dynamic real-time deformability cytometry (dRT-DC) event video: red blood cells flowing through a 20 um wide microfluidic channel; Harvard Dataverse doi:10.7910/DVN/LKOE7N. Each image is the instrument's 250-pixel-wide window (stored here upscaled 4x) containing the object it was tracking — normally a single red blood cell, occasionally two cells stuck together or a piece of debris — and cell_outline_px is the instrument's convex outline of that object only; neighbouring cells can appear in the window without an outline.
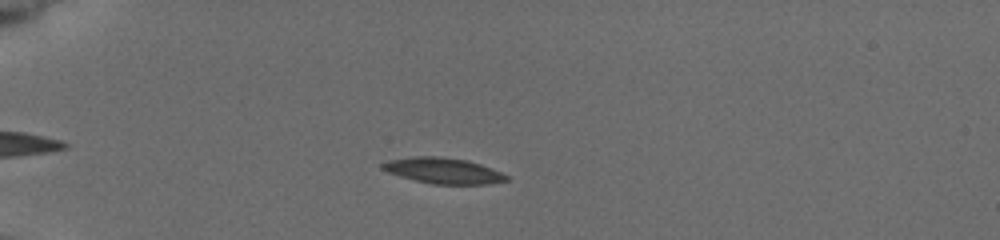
{"species": "common noctule bat (a hibernating species)", "species_latin": "Nyctalus noctula", "temperature_condition": "cold", "stored_images_in_passage": 24, "camera_frame_rate_fps": 3000, "um_per_image_px": 0.085, "animal": {"sex": "female", "body_mass_g": 19.5, "forearm_length_mm": 54.1}, "frame": {"image": 1, "passage_image": 5, "time_ms": 1.0, "image_size_px": [1000, 240], "cell_outline_px": [[508, 180], [488, 184], [432, 184], [400, 176], [388, 172], [380, 168], [380, 164], [388, 160], [416, 156], [440, 156], [468, 160], [492, 168], [508, 176]], "centroid_in_image_um": [37.66, 14.5], "position_along_channel_um": 47.3, "area_um2": 18.61}}
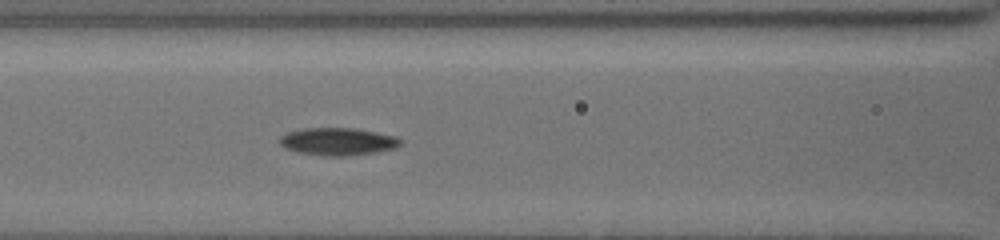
{"frame": {"image": 2, "passage_image": 18, "time_ms": 4.333, "image_size_px": [1000, 240], "cell_outline_px": [[404, 140], [396, 148], [376, 152], [352, 156], [320, 156], [296, 152], [284, 148], [280, 144], [280, 136], [288, 132], [308, 128], [352, 128], [376, 132], [396, 136]], "centroid_in_image_um": [28.73, 12.05], "position_along_channel_um": 137.9, "area_um2": 19.59}}
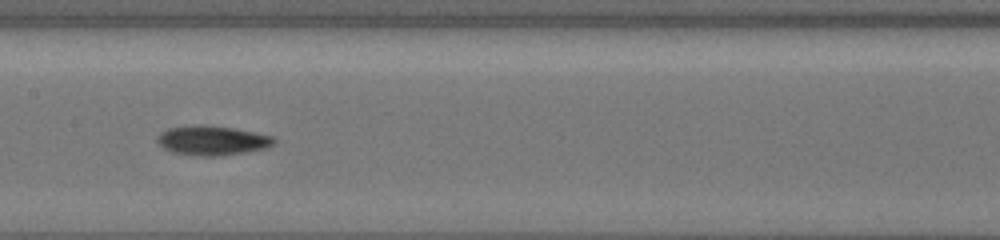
{"frame": {"image": 3, "passage_image": 23, "time_ms": 5.667, "image_size_px": [1000, 240], "cell_outline_px": [[276, 144], [268, 148], [220, 156], [200, 156], [172, 152], [164, 148], [156, 140], [156, 136], [160, 132], [168, 128], [200, 124], [232, 128], [272, 136], [276, 140]], "centroid_in_image_um": [18.03, 11.94], "position_along_channel_um": 189.4, "area_um2": 20.06}}